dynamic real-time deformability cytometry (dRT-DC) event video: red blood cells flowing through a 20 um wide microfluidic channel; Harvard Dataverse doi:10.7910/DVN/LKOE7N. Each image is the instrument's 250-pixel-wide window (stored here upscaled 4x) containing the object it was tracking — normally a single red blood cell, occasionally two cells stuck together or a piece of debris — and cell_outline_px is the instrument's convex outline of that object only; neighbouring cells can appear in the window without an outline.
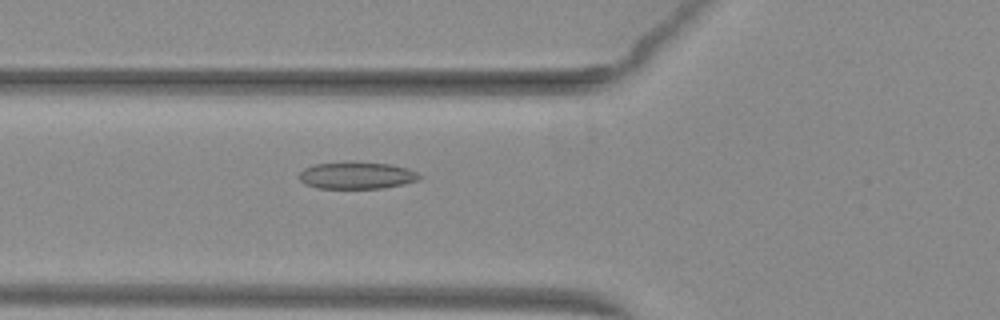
{"species": "common noctule bat (a hibernating species)", "species_latin": "Nyctalus noctula", "temperature_condition": "warm", "stored_images_in_passage": 53, "camera_frame_rate_fps": 3000, "um_per_image_px": 0.085, "animal": {"sex": "female", "body_mass_g": 29.2, "forearm_length_mm": 56.3}, "frame": {"image": 1, "passage_image": 21, "time_ms": 6.667, "image_size_px": [1000, 320], "cell_outline_px": [[424, 176], [420, 180], [404, 184], [384, 188], [316, 188], [304, 184], [296, 176], [304, 168], [316, 164], [348, 160], [392, 164], [408, 168]], "centroid_in_image_um": [30.33, 14.89], "position_along_channel_um": 95.5, "area_um2": 19.59}}
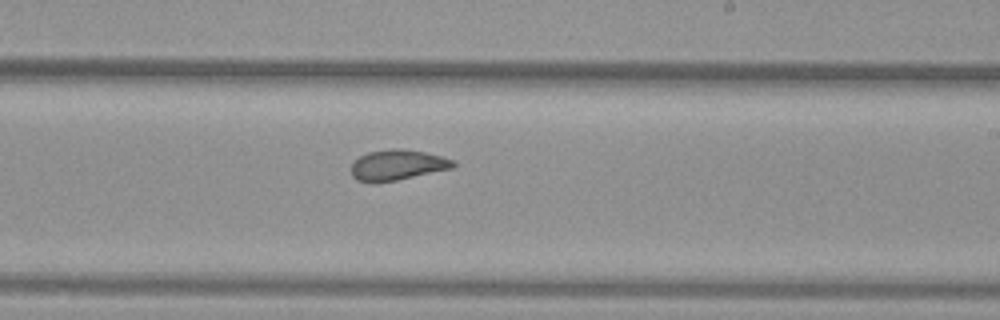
{"frame": {"image": 2, "passage_image": 33, "time_ms": 10.667, "image_size_px": [1000, 320], "cell_outline_px": [[456, 164], [452, 168], [396, 180], [372, 184], [356, 180], [352, 176], [352, 164], [360, 156], [368, 152], [392, 148], [404, 148], [424, 152], [440, 156], [452, 160]], "centroid_in_image_um": [33.73, 14.03], "position_along_channel_um": 255.3, "area_um2": 18.09}}
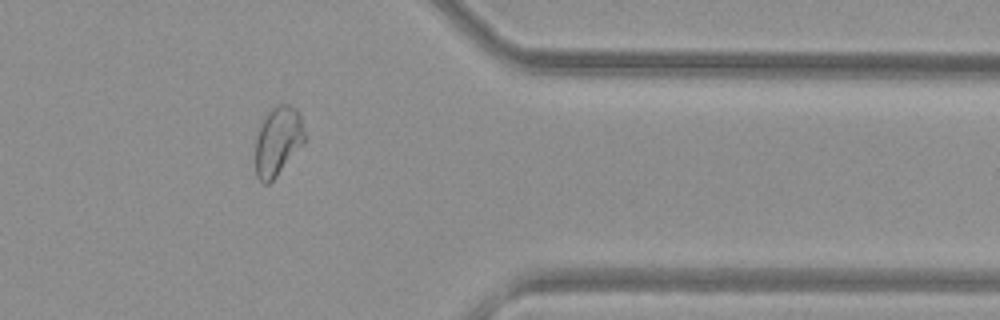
{"frame": {"image": 3, "passage_image": 44, "time_ms": 14.333, "image_size_px": [1000, 320], "cell_outline_px": [[304, 144], [276, 176], [268, 184], [264, 184], [256, 176], [256, 136], [260, 124], [264, 116], [272, 108], [280, 104], [288, 104], [296, 108], [300, 116], [304, 132]], "centroid_in_image_um": [23.61, 11.99], "position_along_channel_um": 387.8, "area_um2": 19.71}, "authors_computed_cell_mechanics": {"area_um2": 20.23, "velocity_mm_per_s": 3.9979, "shape_relaxation_time_tau1_ms": 5.0279, "shape_relaxation_time_tau2_ms": 1.3798, "deformation_change_tau1": 0.1614, "deformation_change_tau2": 0.0786}}